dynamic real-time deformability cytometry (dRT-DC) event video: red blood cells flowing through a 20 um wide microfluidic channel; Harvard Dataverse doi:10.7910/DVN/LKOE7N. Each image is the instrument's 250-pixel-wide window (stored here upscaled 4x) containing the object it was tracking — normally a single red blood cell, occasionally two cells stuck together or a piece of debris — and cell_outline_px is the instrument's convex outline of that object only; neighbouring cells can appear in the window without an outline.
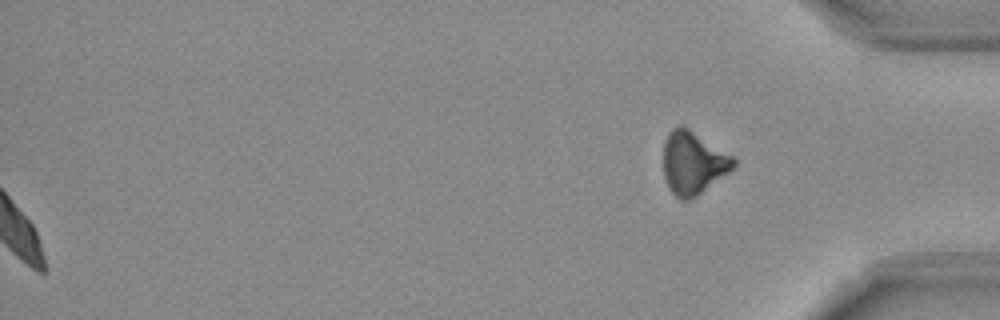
{"species": "Egyptian fruit bat (a non-hibernating species)", "species_latin": "Rousettus aegyptiacus", "temperature_condition": "room temperature", "stored_images_in_passage": 53, "segment_of_instrument_passage": [2, 2], "camera_frame_rate_fps": 3000, "um_per_image_px": 0.085, "frame": {"image": 1, "passage_image": 53, "time_ms": 17.333, "image_size_px": [1000, 320], "cell_outline_px": [[736, 164], [728, 172], [696, 196], [688, 200], [680, 200], [668, 188], [664, 176], [664, 140], [668, 132], [672, 128], [680, 124], [688, 128], [732, 156], [736, 160]], "centroid_in_image_um": [58.87, 13.83], "position_along_channel_um": 376.3, "area_um2": 25.37}}